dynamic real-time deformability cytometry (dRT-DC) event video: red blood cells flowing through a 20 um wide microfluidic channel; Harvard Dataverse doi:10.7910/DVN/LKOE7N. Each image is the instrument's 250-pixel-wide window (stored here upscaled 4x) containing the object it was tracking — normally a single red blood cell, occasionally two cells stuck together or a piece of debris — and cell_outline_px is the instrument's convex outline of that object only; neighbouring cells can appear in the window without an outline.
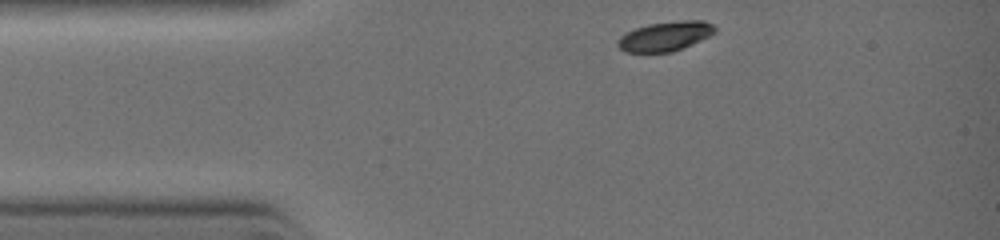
{"species": "common noctule bat (a hibernating species)", "species_latin": "Nyctalus noctula", "temperature_condition": "warm", "stored_images_in_passage": 11, "camera_frame_rate_fps": 3000, "um_per_image_px": 0.085, "animal": {"sex": "female", "body_mass_g": 19.0, "forearm_length_mm": 51.5}, "frame": {"image": 1, "passage_image": 1, "time_ms": 0.0, "image_size_px": [1000, 240], "cell_outline_px": [[716, 32], [700, 40], [672, 52], [624, 52], [616, 44], [616, 40], [620, 36], [636, 28], [648, 24], [680, 20], [704, 20], [712, 24], [716, 28]], "centroid_in_image_um": [56.53, 3.07], "position_along_channel_um": 28.5, "area_um2": 16.65}}
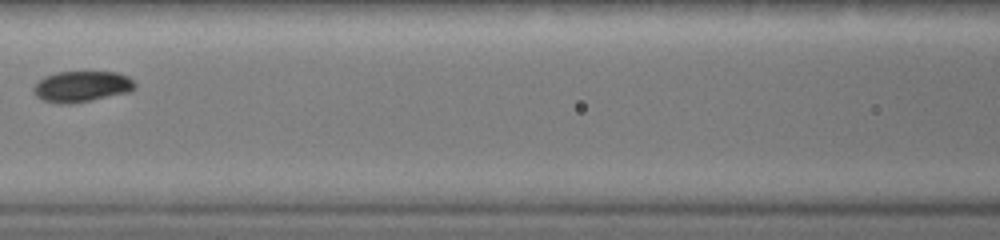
{"frame": {"image": 2, "passage_image": 8, "time_ms": 3.0, "image_size_px": [1000, 240], "cell_outline_px": [[136, 88], [132, 92], [68, 104], [60, 104], [44, 100], [36, 96], [32, 88], [44, 76], [56, 72], [116, 72], [128, 76], [136, 84]], "centroid_in_image_um": [6.97, 7.35], "position_along_channel_um": 159.6, "area_um2": 18.26}}
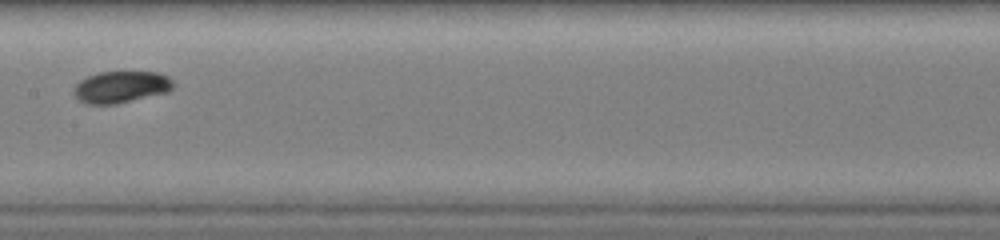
{"frame": {"image": 3, "passage_image": 10, "time_ms": 3.667, "image_size_px": [1000, 240], "cell_outline_px": [[176, 84], [168, 92], [116, 104], [84, 104], [72, 92], [72, 88], [80, 80], [88, 76], [100, 72], [156, 72], [168, 76]], "centroid_in_image_um": [10.28, 7.39], "position_along_channel_um": 197.1, "area_um2": 18.5}}